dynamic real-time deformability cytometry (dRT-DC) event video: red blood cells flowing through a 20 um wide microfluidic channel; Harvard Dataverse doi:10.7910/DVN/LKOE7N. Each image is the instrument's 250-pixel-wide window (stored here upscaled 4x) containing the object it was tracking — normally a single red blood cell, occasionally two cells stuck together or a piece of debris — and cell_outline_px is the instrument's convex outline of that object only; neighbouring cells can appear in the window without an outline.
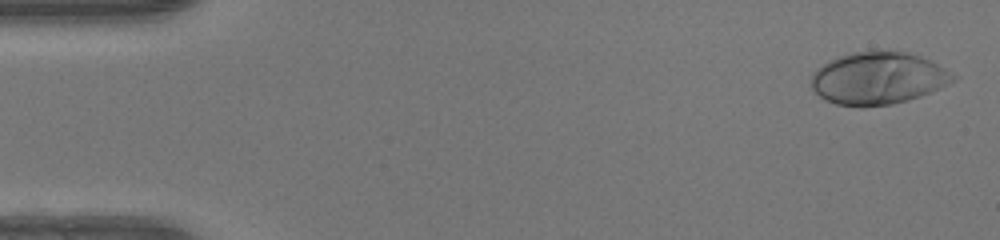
{"species": "human", "species_latin": "Homo sapiens", "temperature_condition": "warm", "stored_images_in_passage": 49, "camera_frame_rate_fps": 3000, "um_per_image_px": 0.085, "donor": {"sex": "female"}, "frame": {"image": 1, "passage_image": 2, "time_ms": 0.333, "image_size_px": [1000, 240], "cell_outline_px": [[960, 76], [948, 84], [940, 88], [920, 96], [908, 100], [892, 104], [864, 108], [860, 108], [836, 104], [824, 100], [812, 88], [812, 72], [816, 68], [840, 56], [852, 52], [876, 48], [908, 52], [920, 56]], "centroid_in_image_um": [74.64, 6.64], "position_along_channel_um": 10.4, "area_um2": 43.99}}
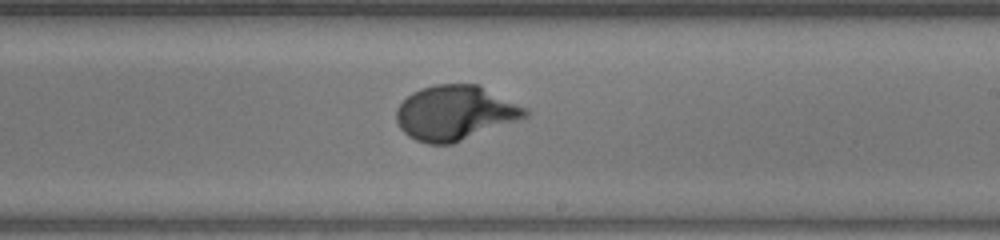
{"frame": {"image": 2, "passage_image": 29, "time_ms": 9.333, "image_size_px": [1000, 240], "cell_outline_px": [[528, 116], [452, 144], [428, 144], [416, 140], [408, 136], [400, 128], [396, 120], [396, 108], [412, 92], [420, 88], [436, 84], [480, 84], [528, 108]], "centroid_in_image_um": [38.68, 9.58], "position_along_channel_um": 250.3, "area_um2": 41.15}}
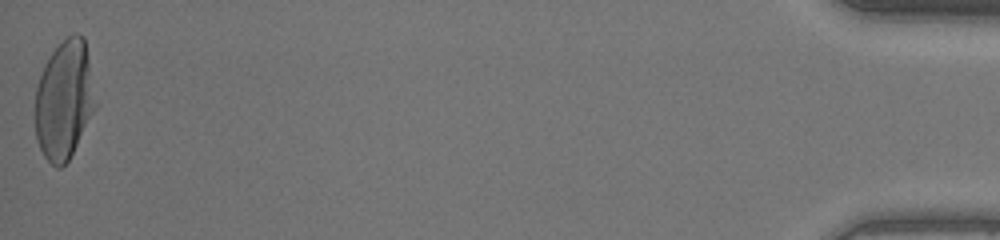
{"frame": {"image": 3, "passage_image": 49, "time_ms": 16.0, "image_size_px": [1000, 240], "cell_outline_px": [[96, 108], [68, 160], [60, 168], [56, 168], [44, 156], [36, 140], [36, 88], [44, 64], [52, 52], [68, 36], [76, 32], [84, 36], [96, 104]], "centroid_in_image_um": [5.45, 8.5], "position_along_channel_um": 429.7, "area_um2": 41.21}, "authors_computed_cell_mechanics": {"area_um2": 39.882, "velocity_mm_per_s": 4.2135, "shape_relaxation_time_tau1_ms": 3.2131, "shape_relaxation_time_tau2_ms": null, "deformation_change_tau1": 0.2259, "deformation_change_tau2": null}}